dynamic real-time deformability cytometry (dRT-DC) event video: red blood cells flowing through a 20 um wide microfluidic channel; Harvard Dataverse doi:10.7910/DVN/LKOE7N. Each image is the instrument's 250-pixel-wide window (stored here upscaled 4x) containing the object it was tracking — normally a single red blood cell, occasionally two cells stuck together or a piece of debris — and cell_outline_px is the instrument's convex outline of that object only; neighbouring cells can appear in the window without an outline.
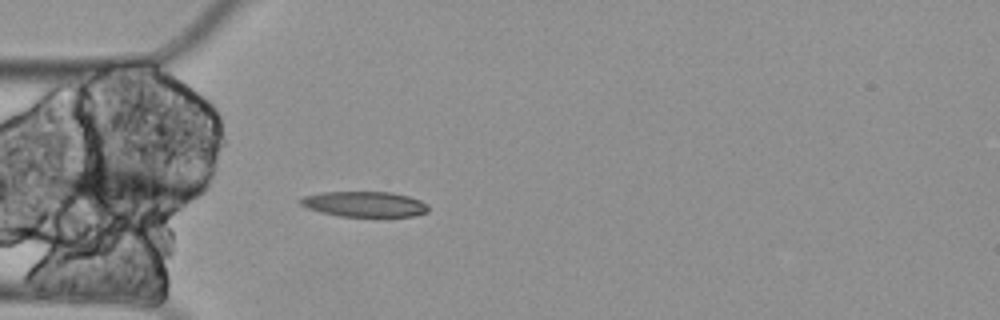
{"species": "Egyptian fruit bat (a non-hibernating species)", "species_latin": "Rousettus aegyptiacus", "temperature_condition": "cold", "stored_images_in_passage": 4, "camera_frame_rate_fps": 3000, "um_per_image_px": 0.085, "animal": {"sex": "female"}, "frame": {"image": 1, "passage_image": 4, "time_ms": 1.0, "image_size_px": [1000, 320], "cell_outline_px": [[428, 212], [412, 216], [340, 216], [320, 212], [308, 208], [300, 204], [296, 200], [304, 196], [320, 192], [392, 192], [408, 196], [420, 200], [428, 208]], "centroid_in_image_um": [30.93, 17.34], "position_along_channel_um": 54.1, "area_um2": 18.84}}